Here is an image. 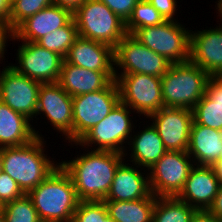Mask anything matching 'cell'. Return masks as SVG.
Here are the masks:
<instances>
[{"mask_svg":"<svg viewBox=\"0 0 222 222\" xmlns=\"http://www.w3.org/2000/svg\"><path fill=\"white\" fill-rule=\"evenodd\" d=\"M115 80L114 71H94L63 60L58 83L71 97L102 90Z\"/></svg>","mask_w":222,"mask_h":222,"instance_id":"19","label":"cell"},{"mask_svg":"<svg viewBox=\"0 0 222 222\" xmlns=\"http://www.w3.org/2000/svg\"><path fill=\"white\" fill-rule=\"evenodd\" d=\"M218 27L190 32V61L209 76L222 73V23Z\"/></svg>","mask_w":222,"mask_h":222,"instance_id":"17","label":"cell"},{"mask_svg":"<svg viewBox=\"0 0 222 222\" xmlns=\"http://www.w3.org/2000/svg\"><path fill=\"white\" fill-rule=\"evenodd\" d=\"M217 7H218V8H217ZM217 7H216V9H218L219 15H220V17L222 18V0H219V1L217 2Z\"/></svg>","mask_w":222,"mask_h":222,"instance_id":"43","label":"cell"},{"mask_svg":"<svg viewBox=\"0 0 222 222\" xmlns=\"http://www.w3.org/2000/svg\"><path fill=\"white\" fill-rule=\"evenodd\" d=\"M222 152V131L192 122L187 153L193 164L215 166Z\"/></svg>","mask_w":222,"mask_h":222,"instance_id":"21","label":"cell"},{"mask_svg":"<svg viewBox=\"0 0 222 222\" xmlns=\"http://www.w3.org/2000/svg\"><path fill=\"white\" fill-rule=\"evenodd\" d=\"M72 19L71 10L53 4L22 21L13 30L12 40L36 42L44 35L67 25Z\"/></svg>","mask_w":222,"mask_h":222,"instance_id":"18","label":"cell"},{"mask_svg":"<svg viewBox=\"0 0 222 222\" xmlns=\"http://www.w3.org/2000/svg\"><path fill=\"white\" fill-rule=\"evenodd\" d=\"M152 193L133 201H104L109 216L115 222H152V213L156 203Z\"/></svg>","mask_w":222,"mask_h":222,"instance_id":"26","label":"cell"},{"mask_svg":"<svg viewBox=\"0 0 222 222\" xmlns=\"http://www.w3.org/2000/svg\"><path fill=\"white\" fill-rule=\"evenodd\" d=\"M0 72V101L29 120L36 118L41 82L17 72L9 64Z\"/></svg>","mask_w":222,"mask_h":222,"instance_id":"12","label":"cell"},{"mask_svg":"<svg viewBox=\"0 0 222 222\" xmlns=\"http://www.w3.org/2000/svg\"><path fill=\"white\" fill-rule=\"evenodd\" d=\"M64 60L72 65L94 71H114V48L78 36Z\"/></svg>","mask_w":222,"mask_h":222,"instance_id":"20","label":"cell"},{"mask_svg":"<svg viewBox=\"0 0 222 222\" xmlns=\"http://www.w3.org/2000/svg\"><path fill=\"white\" fill-rule=\"evenodd\" d=\"M10 36V37H9ZM14 31L8 22L0 20V60L4 58L7 39H13ZM1 62V61H0Z\"/></svg>","mask_w":222,"mask_h":222,"instance_id":"36","label":"cell"},{"mask_svg":"<svg viewBox=\"0 0 222 222\" xmlns=\"http://www.w3.org/2000/svg\"><path fill=\"white\" fill-rule=\"evenodd\" d=\"M30 121L0 101V148L21 146L41 138Z\"/></svg>","mask_w":222,"mask_h":222,"instance_id":"23","label":"cell"},{"mask_svg":"<svg viewBox=\"0 0 222 222\" xmlns=\"http://www.w3.org/2000/svg\"><path fill=\"white\" fill-rule=\"evenodd\" d=\"M128 142L132 153L131 162L136 167H146L149 170L166 152L163 141L157 129L152 125L134 135ZM133 140V141H132ZM131 142V143H130Z\"/></svg>","mask_w":222,"mask_h":222,"instance_id":"25","label":"cell"},{"mask_svg":"<svg viewBox=\"0 0 222 222\" xmlns=\"http://www.w3.org/2000/svg\"><path fill=\"white\" fill-rule=\"evenodd\" d=\"M164 21L166 20L147 0H140L135 5L131 17L125 23V29L127 34L132 35L137 29L157 26Z\"/></svg>","mask_w":222,"mask_h":222,"instance_id":"29","label":"cell"},{"mask_svg":"<svg viewBox=\"0 0 222 222\" xmlns=\"http://www.w3.org/2000/svg\"><path fill=\"white\" fill-rule=\"evenodd\" d=\"M124 162L118 166L110 191L103 201H133L151 194L148 176L144 177L137 168Z\"/></svg>","mask_w":222,"mask_h":222,"instance_id":"22","label":"cell"},{"mask_svg":"<svg viewBox=\"0 0 222 222\" xmlns=\"http://www.w3.org/2000/svg\"><path fill=\"white\" fill-rule=\"evenodd\" d=\"M114 73H140L162 77L172 65L165 57L141 44L132 35L126 34L114 48Z\"/></svg>","mask_w":222,"mask_h":222,"instance_id":"11","label":"cell"},{"mask_svg":"<svg viewBox=\"0 0 222 222\" xmlns=\"http://www.w3.org/2000/svg\"><path fill=\"white\" fill-rule=\"evenodd\" d=\"M2 171V162H1V157H0V172ZM3 205L0 203V207H2Z\"/></svg>","mask_w":222,"mask_h":222,"instance_id":"45","label":"cell"},{"mask_svg":"<svg viewBox=\"0 0 222 222\" xmlns=\"http://www.w3.org/2000/svg\"><path fill=\"white\" fill-rule=\"evenodd\" d=\"M120 101L140 115L147 116L163 107L161 77L131 73H115Z\"/></svg>","mask_w":222,"mask_h":222,"instance_id":"9","label":"cell"},{"mask_svg":"<svg viewBox=\"0 0 222 222\" xmlns=\"http://www.w3.org/2000/svg\"><path fill=\"white\" fill-rule=\"evenodd\" d=\"M104 201H80L72 222H98V216H108Z\"/></svg>","mask_w":222,"mask_h":222,"instance_id":"32","label":"cell"},{"mask_svg":"<svg viewBox=\"0 0 222 222\" xmlns=\"http://www.w3.org/2000/svg\"><path fill=\"white\" fill-rule=\"evenodd\" d=\"M45 115L53 130L65 135L66 140L73 142V104L72 97L67 94L58 82L41 83L37 101L36 116Z\"/></svg>","mask_w":222,"mask_h":222,"instance_id":"14","label":"cell"},{"mask_svg":"<svg viewBox=\"0 0 222 222\" xmlns=\"http://www.w3.org/2000/svg\"><path fill=\"white\" fill-rule=\"evenodd\" d=\"M193 160L184 151H167L147 173L151 193L156 197H176L183 189Z\"/></svg>","mask_w":222,"mask_h":222,"instance_id":"10","label":"cell"},{"mask_svg":"<svg viewBox=\"0 0 222 222\" xmlns=\"http://www.w3.org/2000/svg\"><path fill=\"white\" fill-rule=\"evenodd\" d=\"M193 121L199 125L222 131V80L210 76L205 95L192 109Z\"/></svg>","mask_w":222,"mask_h":222,"instance_id":"24","label":"cell"},{"mask_svg":"<svg viewBox=\"0 0 222 222\" xmlns=\"http://www.w3.org/2000/svg\"><path fill=\"white\" fill-rule=\"evenodd\" d=\"M0 222H6L3 211H2V207H0Z\"/></svg>","mask_w":222,"mask_h":222,"instance_id":"44","label":"cell"},{"mask_svg":"<svg viewBox=\"0 0 222 222\" xmlns=\"http://www.w3.org/2000/svg\"><path fill=\"white\" fill-rule=\"evenodd\" d=\"M27 196L41 221L72 222L80 202L71 177L60 164Z\"/></svg>","mask_w":222,"mask_h":222,"instance_id":"2","label":"cell"},{"mask_svg":"<svg viewBox=\"0 0 222 222\" xmlns=\"http://www.w3.org/2000/svg\"><path fill=\"white\" fill-rule=\"evenodd\" d=\"M53 5V0H12L10 26L14 30L26 18Z\"/></svg>","mask_w":222,"mask_h":222,"instance_id":"31","label":"cell"},{"mask_svg":"<svg viewBox=\"0 0 222 222\" xmlns=\"http://www.w3.org/2000/svg\"><path fill=\"white\" fill-rule=\"evenodd\" d=\"M130 108L119 101L111 112L98 124L85 133L77 142L79 146L87 147L95 144L96 150L113 151L125 154L124 143L131 139L132 129L134 128L131 118ZM133 127V128H132ZM126 140V142H125ZM125 149V150H124Z\"/></svg>","mask_w":222,"mask_h":222,"instance_id":"7","label":"cell"},{"mask_svg":"<svg viewBox=\"0 0 222 222\" xmlns=\"http://www.w3.org/2000/svg\"><path fill=\"white\" fill-rule=\"evenodd\" d=\"M87 152L59 164L71 177L80 201H103L127 153L95 149Z\"/></svg>","mask_w":222,"mask_h":222,"instance_id":"1","label":"cell"},{"mask_svg":"<svg viewBox=\"0 0 222 222\" xmlns=\"http://www.w3.org/2000/svg\"><path fill=\"white\" fill-rule=\"evenodd\" d=\"M165 20L174 19L175 12L177 11L176 0H147Z\"/></svg>","mask_w":222,"mask_h":222,"instance_id":"35","label":"cell"},{"mask_svg":"<svg viewBox=\"0 0 222 222\" xmlns=\"http://www.w3.org/2000/svg\"><path fill=\"white\" fill-rule=\"evenodd\" d=\"M218 77L222 80V73L218 75Z\"/></svg>","mask_w":222,"mask_h":222,"instance_id":"46","label":"cell"},{"mask_svg":"<svg viewBox=\"0 0 222 222\" xmlns=\"http://www.w3.org/2000/svg\"><path fill=\"white\" fill-rule=\"evenodd\" d=\"M208 211L222 222V183Z\"/></svg>","mask_w":222,"mask_h":222,"instance_id":"37","label":"cell"},{"mask_svg":"<svg viewBox=\"0 0 222 222\" xmlns=\"http://www.w3.org/2000/svg\"><path fill=\"white\" fill-rule=\"evenodd\" d=\"M176 20L137 29L132 36L172 64L190 60V32Z\"/></svg>","mask_w":222,"mask_h":222,"instance_id":"6","label":"cell"},{"mask_svg":"<svg viewBox=\"0 0 222 222\" xmlns=\"http://www.w3.org/2000/svg\"><path fill=\"white\" fill-rule=\"evenodd\" d=\"M98 222H115V221L108 215V216H98Z\"/></svg>","mask_w":222,"mask_h":222,"instance_id":"42","label":"cell"},{"mask_svg":"<svg viewBox=\"0 0 222 222\" xmlns=\"http://www.w3.org/2000/svg\"><path fill=\"white\" fill-rule=\"evenodd\" d=\"M148 118L152 119V125L157 129L167 151L187 152L193 122L192 110L162 107Z\"/></svg>","mask_w":222,"mask_h":222,"instance_id":"15","label":"cell"},{"mask_svg":"<svg viewBox=\"0 0 222 222\" xmlns=\"http://www.w3.org/2000/svg\"><path fill=\"white\" fill-rule=\"evenodd\" d=\"M78 36L98 41L112 48L127 34L123 22L99 0H85L73 13Z\"/></svg>","mask_w":222,"mask_h":222,"instance_id":"5","label":"cell"},{"mask_svg":"<svg viewBox=\"0 0 222 222\" xmlns=\"http://www.w3.org/2000/svg\"><path fill=\"white\" fill-rule=\"evenodd\" d=\"M190 222H221L208 210H196Z\"/></svg>","mask_w":222,"mask_h":222,"instance_id":"38","label":"cell"},{"mask_svg":"<svg viewBox=\"0 0 222 222\" xmlns=\"http://www.w3.org/2000/svg\"><path fill=\"white\" fill-rule=\"evenodd\" d=\"M18 183L13 180L7 173L0 172V203L2 205L14 201L24 196Z\"/></svg>","mask_w":222,"mask_h":222,"instance_id":"33","label":"cell"},{"mask_svg":"<svg viewBox=\"0 0 222 222\" xmlns=\"http://www.w3.org/2000/svg\"><path fill=\"white\" fill-rule=\"evenodd\" d=\"M6 222H40L41 219L31 199L25 194L2 206Z\"/></svg>","mask_w":222,"mask_h":222,"instance_id":"30","label":"cell"},{"mask_svg":"<svg viewBox=\"0 0 222 222\" xmlns=\"http://www.w3.org/2000/svg\"><path fill=\"white\" fill-rule=\"evenodd\" d=\"M84 1L85 0H53V4L69 9L74 13Z\"/></svg>","mask_w":222,"mask_h":222,"instance_id":"39","label":"cell"},{"mask_svg":"<svg viewBox=\"0 0 222 222\" xmlns=\"http://www.w3.org/2000/svg\"><path fill=\"white\" fill-rule=\"evenodd\" d=\"M214 168L216 170L217 177L220 179V181L222 183V152L219 157L218 163L214 166Z\"/></svg>","mask_w":222,"mask_h":222,"instance_id":"41","label":"cell"},{"mask_svg":"<svg viewBox=\"0 0 222 222\" xmlns=\"http://www.w3.org/2000/svg\"><path fill=\"white\" fill-rule=\"evenodd\" d=\"M120 101L116 80L106 88L72 97L73 143L105 118Z\"/></svg>","mask_w":222,"mask_h":222,"instance_id":"8","label":"cell"},{"mask_svg":"<svg viewBox=\"0 0 222 222\" xmlns=\"http://www.w3.org/2000/svg\"><path fill=\"white\" fill-rule=\"evenodd\" d=\"M12 0H0V20L10 24Z\"/></svg>","mask_w":222,"mask_h":222,"instance_id":"40","label":"cell"},{"mask_svg":"<svg viewBox=\"0 0 222 222\" xmlns=\"http://www.w3.org/2000/svg\"><path fill=\"white\" fill-rule=\"evenodd\" d=\"M78 37V30L74 18L65 26L44 35L38 39L37 43L42 48L58 53L63 58L66 57L69 48Z\"/></svg>","mask_w":222,"mask_h":222,"instance_id":"28","label":"cell"},{"mask_svg":"<svg viewBox=\"0 0 222 222\" xmlns=\"http://www.w3.org/2000/svg\"><path fill=\"white\" fill-rule=\"evenodd\" d=\"M110 8L123 22L131 17L135 5L140 0H99Z\"/></svg>","mask_w":222,"mask_h":222,"instance_id":"34","label":"cell"},{"mask_svg":"<svg viewBox=\"0 0 222 222\" xmlns=\"http://www.w3.org/2000/svg\"><path fill=\"white\" fill-rule=\"evenodd\" d=\"M210 76L190 60L172 64L161 77L163 107L192 110L205 95Z\"/></svg>","mask_w":222,"mask_h":222,"instance_id":"4","label":"cell"},{"mask_svg":"<svg viewBox=\"0 0 222 222\" xmlns=\"http://www.w3.org/2000/svg\"><path fill=\"white\" fill-rule=\"evenodd\" d=\"M195 166L191 168L183 189L176 197L196 210H208L221 181L214 166Z\"/></svg>","mask_w":222,"mask_h":222,"instance_id":"16","label":"cell"},{"mask_svg":"<svg viewBox=\"0 0 222 222\" xmlns=\"http://www.w3.org/2000/svg\"><path fill=\"white\" fill-rule=\"evenodd\" d=\"M196 209L177 197H157L152 222H190Z\"/></svg>","mask_w":222,"mask_h":222,"instance_id":"27","label":"cell"},{"mask_svg":"<svg viewBox=\"0 0 222 222\" xmlns=\"http://www.w3.org/2000/svg\"><path fill=\"white\" fill-rule=\"evenodd\" d=\"M17 51L19 65H11L17 72L41 83L58 82L64 60L61 55L26 41Z\"/></svg>","mask_w":222,"mask_h":222,"instance_id":"13","label":"cell"},{"mask_svg":"<svg viewBox=\"0 0 222 222\" xmlns=\"http://www.w3.org/2000/svg\"><path fill=\"white\" fill-rule=\"evenodd\" d=\"M44 144V138L37 137L21 146L0 148L2 171L17 182L25 194L59 166L44 154Z\"/></svg>","mask_w":222,"mask_h":222,"instance_id":"3","label":"cell"}]
</instances>
